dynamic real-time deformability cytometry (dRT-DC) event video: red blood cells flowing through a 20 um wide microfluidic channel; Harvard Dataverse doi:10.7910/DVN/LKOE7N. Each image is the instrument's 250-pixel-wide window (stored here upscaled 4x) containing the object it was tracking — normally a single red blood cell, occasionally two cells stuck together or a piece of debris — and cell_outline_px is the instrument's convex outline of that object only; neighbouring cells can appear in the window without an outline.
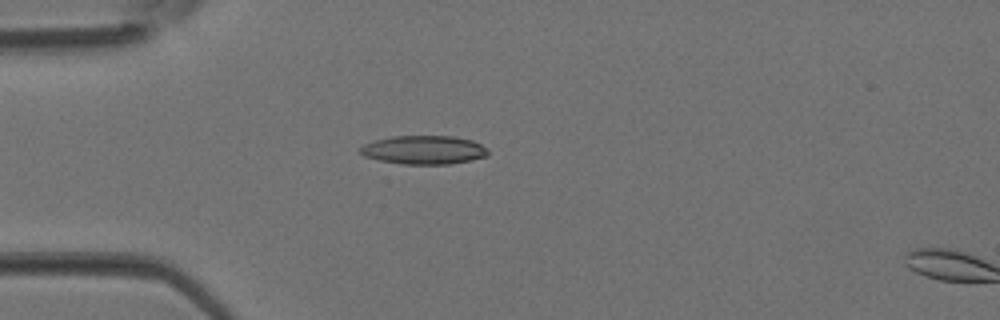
{"species": "Egyptian fruit bat (a non-hibernating species)", "species_latin": "Rousettus aegyptiacus", "temperature_condition": "room temperature", "stored_images_in_passage": 4, "camera_frame_rate_fps": 3000, "um_per_image_px": 0.085, "animal": {"sex": "female"}, "frame": {"image": 1, "passage_image": 3, "time_ms": 0.667, "image_size_px": [1000, 320], "cell_outline_px": [[488, 156], [472, 160], [448, 164], [404, 164], [380, 160], [364, 156], [360, 152], [360, 148], [364, 144], [376, 140], [392, 136], [452, 136], [472, 140], [488, 148]], "centroid_in_image_um": [36.06, 12.74], "position_along_channel_um": 48.9, "area_um2": 21.27}}